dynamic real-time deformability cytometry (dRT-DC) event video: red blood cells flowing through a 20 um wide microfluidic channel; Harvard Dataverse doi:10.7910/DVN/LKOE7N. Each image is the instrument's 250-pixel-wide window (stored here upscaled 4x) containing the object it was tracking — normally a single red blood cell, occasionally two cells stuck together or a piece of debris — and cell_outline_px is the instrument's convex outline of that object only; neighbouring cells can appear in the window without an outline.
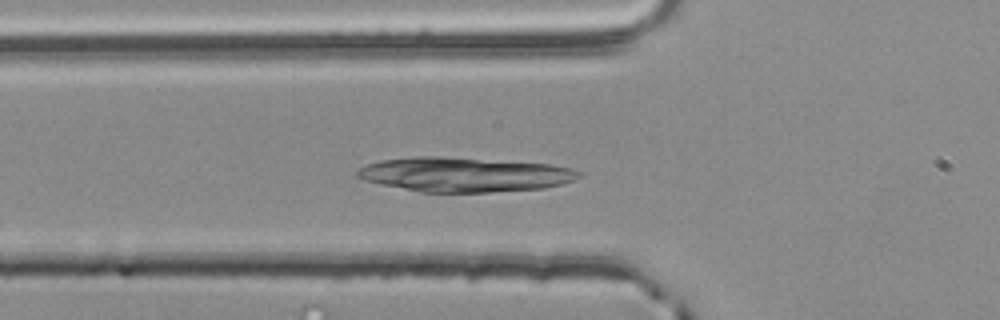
{"species": "common noctule bat (a hibernating species)", "species_latin": "Nyctalus noctula", "temperature_condition": "room temperature", "stored_images_in_passage": 40, "camera_frame_rate_fps": 3000, "um_per_image_px": 0.085, "animal": {"sex": "male", "body_mass_g": 20.4}, "frame": {"image": 1, "passage_image": 9, "time_ms": 2.667, "image_size_px": [1000, 320], "cell_outline_px": [[584, 176], [576, 180], [544, 188], [488, 192], [420, 192], [380, 184], [364, 180], [356, 176], [356, 172], [360, 168], [368, 164], [380, 160], [412, 156], [440, 156], [552, 164], [572, 168], [584, 172]], "centroid_in_image_um": [39.51, 14.83], "position_along_channel_um": 86.3, "area_um2": 44.85}}
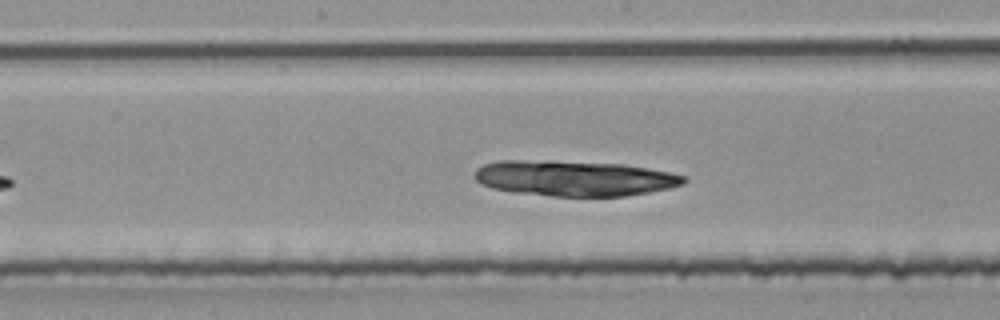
{"frame": {"image": 2, "passage_image": 18, "time_ms": 5.667, "image_size_px": [1000, 320], "cell_outline_px": [[688, 180], [684, 184], [668, 188], [648, 192], [624, 196], [552, 196], [512, 192], [492, 188], [476, 180], [472, 176], [476, 168], [484, 164], [500, 160], [524, 160], [624, 164], [672, 172], [688, 176]], "centroid_in_image_um": [48.83, 15.15], "position_along_channel_um": 199.4, "area_um2": 43.29}}
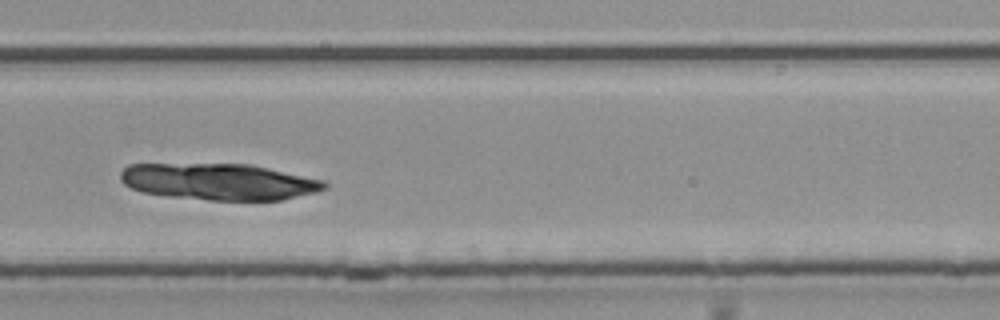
{"frame": {"image": 3, "passage_image": 27, "time_ms": 8.667, "image_size_px": [1000, 320], "cell_outline_px": [[328, 188], [316, 192], [280, 200], [208, 200], [168, 196], [140, 192], [124, 184], [120, 180], [120, 172], [128, 164], [252, 164], [324, 180], [328, 184]], "centroid_in_image_um": [18.61, 15.44], "position_along_channel_um": 311.2, "area_um2": 43.58}}